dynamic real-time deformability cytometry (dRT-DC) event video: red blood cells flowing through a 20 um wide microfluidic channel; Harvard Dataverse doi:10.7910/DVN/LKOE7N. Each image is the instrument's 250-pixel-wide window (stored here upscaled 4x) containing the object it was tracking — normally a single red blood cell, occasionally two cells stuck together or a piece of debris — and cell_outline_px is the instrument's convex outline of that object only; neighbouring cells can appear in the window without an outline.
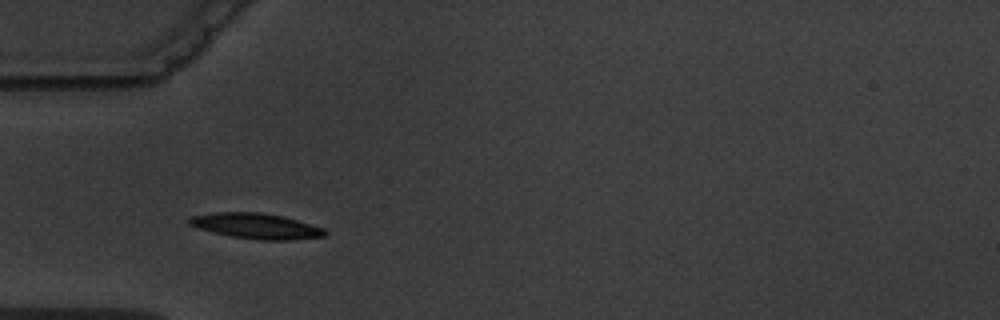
{"species": "common noctule bat (a hibernating species)", "species_latin": "Nyctalus noctula", "temperature_condition": "warm", "stored_images_in_passage": 1, "camera_frame_rate_fps": 3000, "um_per_image_px": 0.085, "animal": {"sex": "male", "body_mass_g": 19.5, "forearm_length_mm": 54.6}, "frame": {"image": 1, "passage_image": 1, "time_ms": 0.0, "image_size_px": [1000, 320], "cell_outline_px": [[328, 232], [324, 236], [292, 240], [260, 240], [232, 236], [212, 232], [188, 224], [188, 220], [192, 216], [216, 212], [260, 212], [284, 216], [324, 228]], "centroid_in_image_um": [21.81, 19.21], "position_along_channel_um": 63.2, "area_um2": 20.06}}